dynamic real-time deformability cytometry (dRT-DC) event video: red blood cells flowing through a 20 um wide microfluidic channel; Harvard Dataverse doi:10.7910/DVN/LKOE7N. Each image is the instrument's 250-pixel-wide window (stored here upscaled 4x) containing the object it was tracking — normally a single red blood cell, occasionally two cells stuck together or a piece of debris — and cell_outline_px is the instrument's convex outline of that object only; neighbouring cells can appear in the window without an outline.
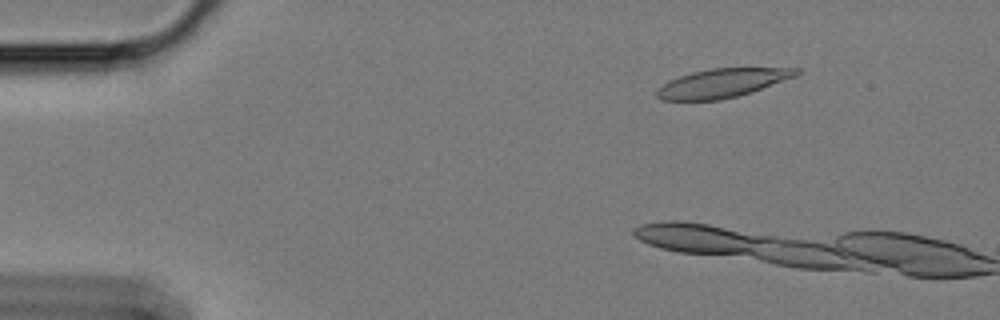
{"species": "Egyptian fruit bat (a non-hibernating species)", "species_latin": "Rousettus aegyptiacus", "temperature_condition": "cold", "stored_images_in_passage": 3, "camera_frame_rate_fps": 3000, "um_per_image_px": 0.085, "animal": {"sex": "female"}, "frame": {"image": 1, "passage_image": 1, "time_ms": 0.0, "image_size_px": [1000, 320], "cell_outline_px": [[800, 72], [796, 76], [752, 92], [720, 100], [660, 100], [656, 96], [656, 88], [668, 80], [692, 72], [708, 68], [800, 68]], "centroid_in_image_um": [61.36, 7.06], "position_along_channel_um": 23.6, "area_um2": 23.47}}